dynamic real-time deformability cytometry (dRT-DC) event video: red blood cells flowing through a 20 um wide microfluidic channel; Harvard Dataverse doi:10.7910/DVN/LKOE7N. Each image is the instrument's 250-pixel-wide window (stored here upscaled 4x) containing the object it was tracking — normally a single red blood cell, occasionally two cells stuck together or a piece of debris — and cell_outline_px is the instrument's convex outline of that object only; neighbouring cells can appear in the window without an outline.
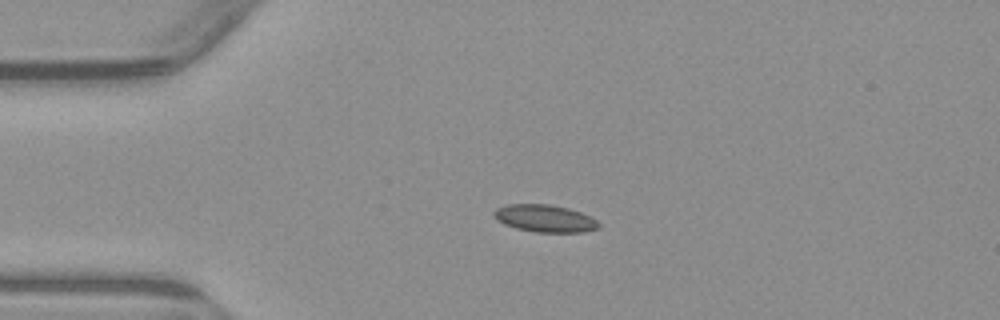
{"species": "common noctule bat (a hibernating species)", "species_latin": "Nyctalus noctula", "temperature_condition": "warm", "stored_images_in_passage": 3, "camera_frame_rate_fps": 3000, "um_per_image_px": 0.085, "animal": {"sex": "male", "body_mass_g": 23.1, "forearm_length_mm": 52.7}, "frame": {"image": 1, "passage_image": 3, "time_ms": 2.333, "image_size_px": [1000, 320], "cell_outline_px": [[600, 228], [584, 232], [536, 232], [516, 228], [504, 224], [496, 220], [492, 212], [496, 208], [508, 204], [548, 204], [568, 208], [592, 216], [600, 224]], "centroid_in_image_um": [46.32, 18.56], "position_along_channel_um": 38.7, "area_um2": 16.82}}